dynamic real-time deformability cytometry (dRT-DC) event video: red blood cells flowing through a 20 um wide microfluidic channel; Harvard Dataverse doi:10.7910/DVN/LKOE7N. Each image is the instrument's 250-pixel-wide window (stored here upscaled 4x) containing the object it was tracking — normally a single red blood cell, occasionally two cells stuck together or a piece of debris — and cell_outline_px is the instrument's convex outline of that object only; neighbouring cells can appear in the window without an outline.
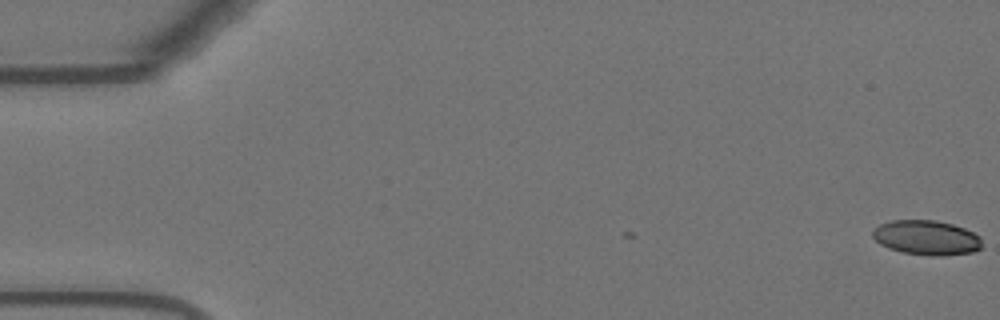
{"species": "Egyptian fruit bat (a non-hibernating species)", "species_latin": "Rousettus aegyptiacus", "temperature_condition": "warm", "stored_images_in_passage": 56, "camera_frame_rate_fps": 3000, "um_per_image_px": 0.085, "animal": {"sex": "female"}, "frame": {"image": 1, "passage_image": 1, "time_ms": 0.0, "image_size_px": [1000, 320], "cell_outline_px": [[980, 248], [972, 252], [900, 252], [888, 248], [880, 244], [872, 236], [872, 232], [880, 224], [892, 220], [936, 220], [952, 224], [964, 228], [980, 236]], "centroid_in_image_um": [78.68, 20.13], "position_along_channel_um": 6.3, "area_um2": 20.87}}
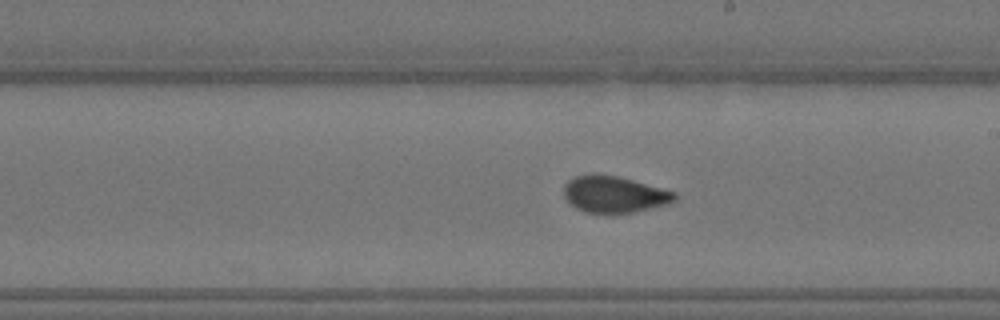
{"frame": {"image": 2, "passage_image": 32, "time_ms": 10.333, "image_size_px": [1000, 320], "cell_outline_px": [[676, 200], [668, 204], [632, 212], [612, 216], [584, 212], [576, 208], [564, 196], [564, 184], [568, 180], [576, 176], [592, 172], [596, 172], [620, 176], [676, 192]], "centroid_in_image_um": [52.18, 16.52], "position_along_channel_um": 236.8, "area_um2": 24.39}}
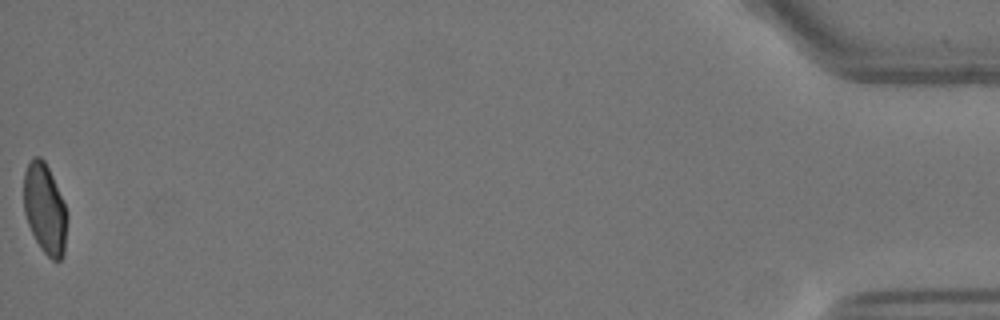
{"frame": {"image": 3, "passage_image": 56, "time_ms": 18.333, "image_size_px": [1000, 320], "cell_outline_px": [[68, 216], [64, 256], [60, 260], [52, 260], [40, 248], [28, 224], [24, 212], [24, 172], [32, 156], [40, 156], [44, 160], [52, 176], [68, 212]], "centroid_in_image_um": [3.83, 17.76], "position_along_channel_um": 431.4, "area_um2": 22.89}, "authors_computed_cell_mechanics": {"area_um2": 23.7269, "velocity_mm_per_s": 3.6888, "shape_relaxation_time_tau1_ms": 11.1628, "shape_relaxation_time_tau2_ms": 0.9222, "deformation_change_tau1": 0.2538, "deformation_change_tau2": 0.0528}}